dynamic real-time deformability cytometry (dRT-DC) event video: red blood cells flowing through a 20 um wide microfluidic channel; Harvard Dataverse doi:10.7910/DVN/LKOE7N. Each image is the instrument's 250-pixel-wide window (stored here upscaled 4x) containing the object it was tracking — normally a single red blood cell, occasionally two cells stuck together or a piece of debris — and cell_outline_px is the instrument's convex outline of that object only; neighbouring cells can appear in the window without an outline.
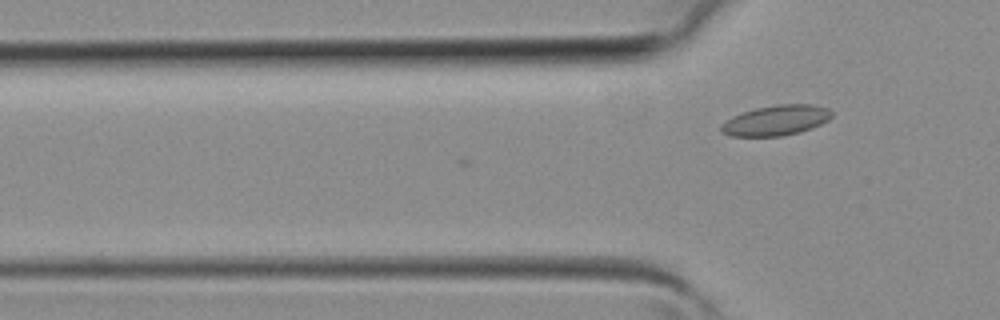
{"species": "common noctule bat (a hibernating species)", "species_latin": "Nyctalus noctula", "temperature_condition": "room temperature", "stored_images_in_passage": 2, "camera_frame_rate_fps": 3000, "um_per_image_px": 0.085, "animal": {"sex": "female", "body_mass_g": 19.3, "forearm_length_mm": 54.1}, "frame": {"image": 1, "passage_image": 2, "time_ms": 0.333, "image_size_px": [1000, 320], "cell_outline_px": [[832, 116], [828, 120], [812, 128], [800, 132], [780, 136], [728, 136], [720, 128], [720, 124], [732, 116], [756, 108], [776, 104], [812, 104], [828, 108], [832, 112]], "centroid_in_image_um": [65.97, 10.22], "position_along_channel_um": 59.8, "area_um2": 19.48}}